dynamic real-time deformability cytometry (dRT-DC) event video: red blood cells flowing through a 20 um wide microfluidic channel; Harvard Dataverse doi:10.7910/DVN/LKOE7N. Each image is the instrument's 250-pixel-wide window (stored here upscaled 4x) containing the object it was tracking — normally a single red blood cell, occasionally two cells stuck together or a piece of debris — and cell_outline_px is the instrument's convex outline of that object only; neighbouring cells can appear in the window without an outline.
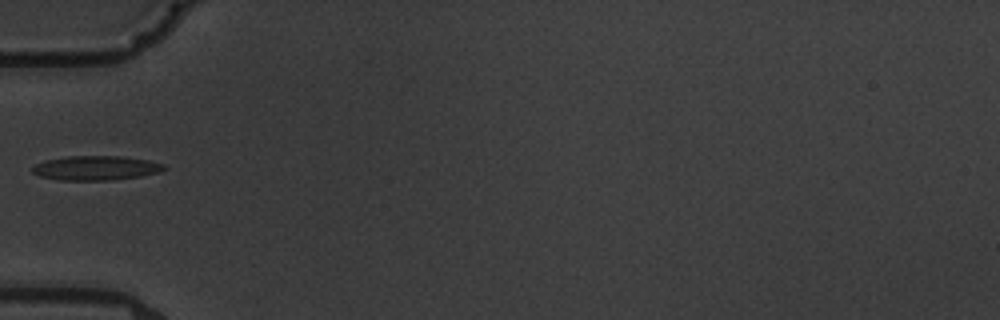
{"species": "common noctule bat (a hibernating species)", "species_latin": "Nyctalus noctula", "temperature_condition": "warm", "stored_images_in_passage": 6, "camera_frame_rate_fps": 3000, "um_per_image_px": 0.085, "animal": {"sex": "male", "body_mass_g": 19.5, "forearm_length_mm": 54.6}, "frame": {"image": 1, "passage_image": 3, "time_ms": 2.333, "image_size_px": [1000, 320], "cell_outline_px": [[168, 168], [160, 172], [140, 176], [112, 180], [60, 180], [40, 176], [32, 172], [32, 168], [36, 164], [44, 160], [68, 156], [120, 156], [148, 160], [164, 164]], "centroid_in_image_um": [8.17, 14.28], "position_along_channel_um": 76.8, "area_um2": 18.73}}
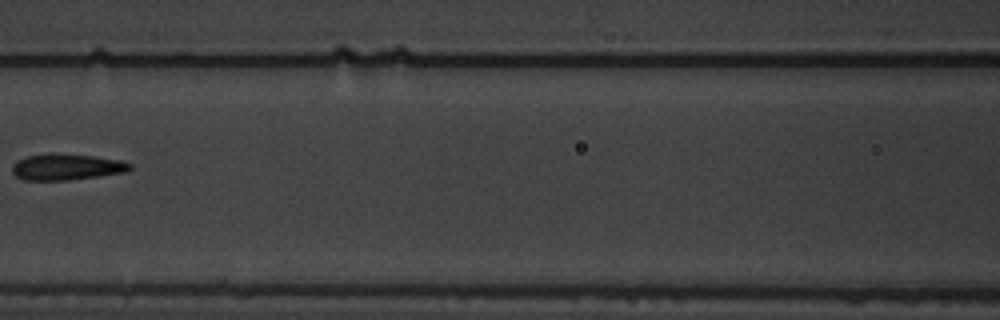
{"frame": {"image": 2, "passage_image": 5, "time_ms": 4.667, "image_size_px": [1000, 320], "cell_outline_px": [[132, 168], [124, 172], [100, 176], [68, 180], [24, 180], [16, 176], [12, 172], [12, 164], [16, 160], [28, 156], [96, 156], [120, 160], [132, 164]], "centroid_in_image_um": [5.67, 14.23], "position_along_channel_um": 160.9, "area_um2": 17.22}}
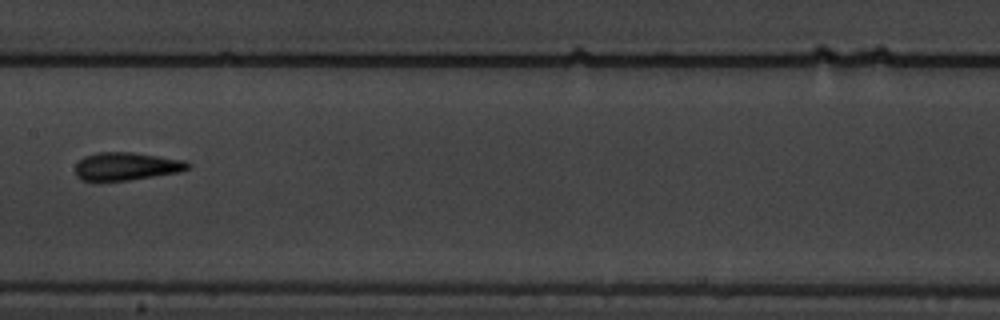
{"frame": {"image": 3, "passage_image": 6, "time_ms": 5.667, "image_size_px": [1000, 320], "cell_outline_px": [[192, 164], [188, 168], [180, 172], [128, 180], [80, 180], [76, 176], [76, 164], [84, 156], [96, 152], [132, 152], [184, 160]], "centroid_in_image_um": [10.74, 14.12], "position_along_channel_um": 196.7, "area_um2": 18.21}}